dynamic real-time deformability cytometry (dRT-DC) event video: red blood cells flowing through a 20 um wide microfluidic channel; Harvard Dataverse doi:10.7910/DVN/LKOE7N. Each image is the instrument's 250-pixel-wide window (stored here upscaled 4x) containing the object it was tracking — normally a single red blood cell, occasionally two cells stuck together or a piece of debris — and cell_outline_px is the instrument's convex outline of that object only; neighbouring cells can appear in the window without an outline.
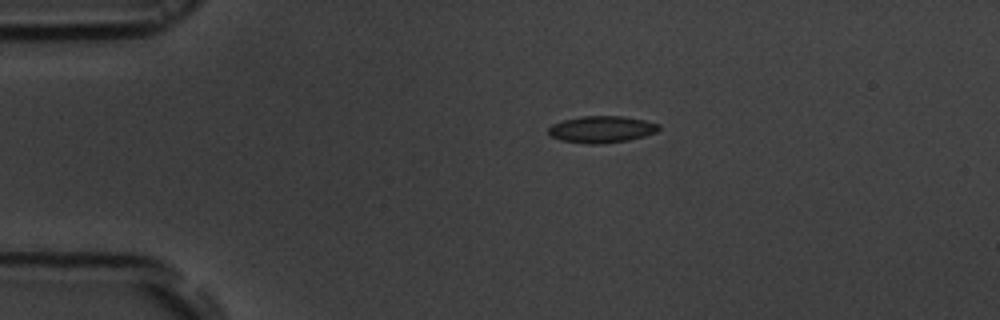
{"species": "common noctule bat (a hibernating species)", "species_latin": "Nyctalus noctula", "temperature_condition": "room temperature", "stored_images_in_passage": 44, "camera_frame_rate_fps": 3000, "um_per_image_px": 0.085, "animal": {"sex": "male", "body_mass_g": 19.5, "forearm_length_mm": 54.6}, "frame": {"image": 1, "passage_image": 1, "time_ms": 0.0, "image_size_px": [1000, 320], "cell_outline_px": [[660, 128], [656, 132], [644, 136], [628, 140], [600, 144], [588, 144], [560, 140], [548, 136], [548, 128], [552, 124], [564, 120], [580, 116], [624, 116], [644, 120], [660, 124]], "centroid_in_image_um": [51.11, 10.99], "position_along_channel_um": 33.9, "area_um2": 17.34}}
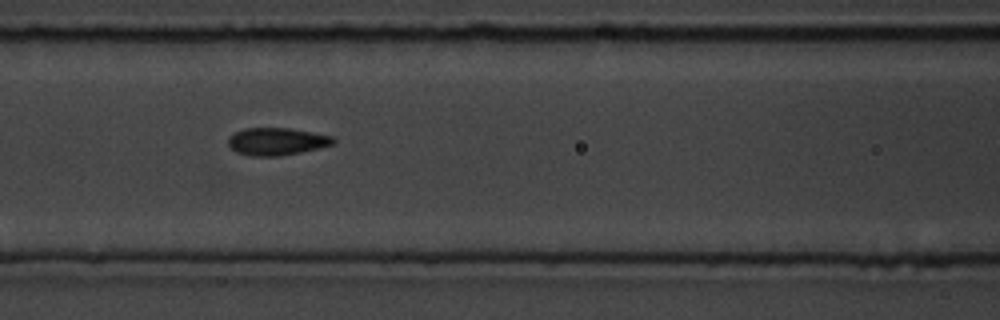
{"frame": {"image": 2, "passage_image": 13, "time_ms": 4.0, "image_size_px": [1000, 320], "cell_outline_px": [[336, 140], [332, 144], [300, 152], [280, 156], [252, 156], [236, 152], [228, 144], [228, 136], [244, 128], [288, 128], [312, 132], [332, 136]], "centroid_in_image_um": [23.48, 12.02], "position_along_channel_um": 143.1, "area_um2": 16.65}}
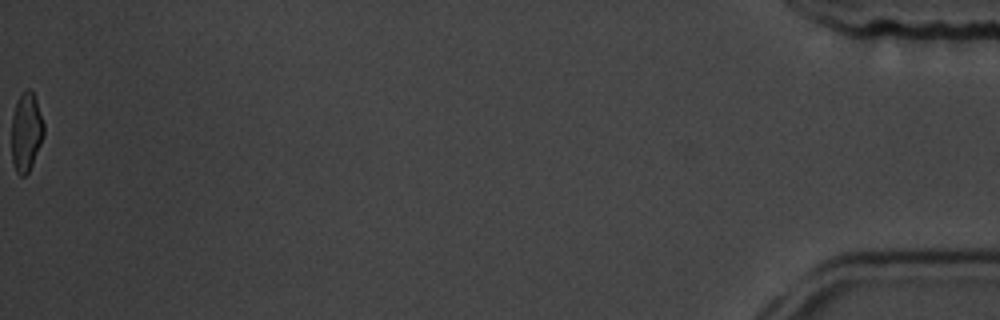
{"frame": {"image": 3, "passage_image": 44, "time_ms": 14.333, "image_size_px": [1000, 320], "cell_outline_px": [[44, 136], [32, 164], [28, 172], [24, 176], [20, 176], [16, 172], [12, 160], [12, 116], [16, 100], [20, 92], [28, 88], [32, 88], [44, 124]], "centroid_in_image_um": [2.22, 11.17], "position_along_channel_um": 433.0, "area_um2": 14.97}, "authors_computed_cell_mechanics": {"area_um2": 16.5308, "velocity_mm_per_s": 3.8051, "shape_relaxation_time_tau1_ms": 3.0466, "shape_relaxation_time_tau2_ms": 1.0744, "deformation_change_tau1": 0.119, "deformation_change_tau2": 0.0586}}